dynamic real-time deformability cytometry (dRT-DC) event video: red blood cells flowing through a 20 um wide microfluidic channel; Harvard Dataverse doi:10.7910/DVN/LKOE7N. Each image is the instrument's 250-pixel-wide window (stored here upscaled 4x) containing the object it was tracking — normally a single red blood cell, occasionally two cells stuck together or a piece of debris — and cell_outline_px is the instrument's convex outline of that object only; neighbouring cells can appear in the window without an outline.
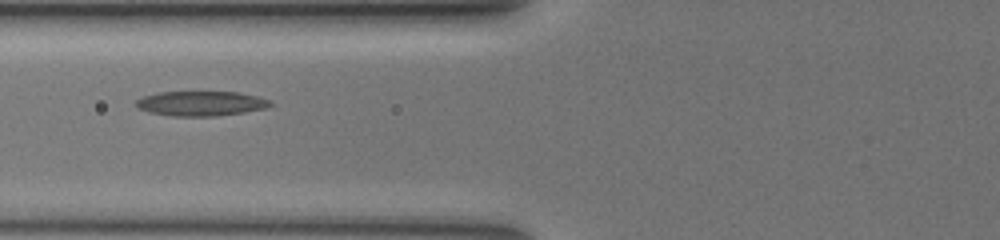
{"species": "common noctule bat (a hibernating species)", "species_latin": "Nyctalus noctula", "temperature_condition": "warm", "stored_images_in_passage": 17, "camera_frame_rate_fps": 3000, "um_per_image_px": 0.085, "animal": {"sex": "female", "body_mass_g": 19.5, "forearm_length_mm": 54.1}, "frame": {"image": 1, "passage_image": 3, "time_ms": 0.667, "image_size_px": [1000, 240], "cell_outline_px": [[276, 104], [268, 108], [244, 112], [216, 116], [172, 116], [148, 112], [136, 108], [136, 100], [144, 96], [160, 92], [236, 92], [256, 96], [272, 100]], "centroid_in_image_um": [17.12, 8.8], "position_along_channel_um": 108.7, "area_um2": 19.54}}
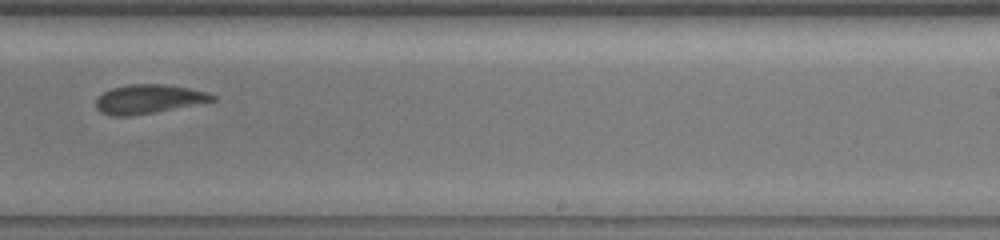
{"frame": {"image": 2, "passage_image": 9, "time_ms": 2.667, "image_size_px": [1000, 240], "cell_outline_px": [[216, 100], [156, 112], [128, 116], [112, 116], [100, 112], [96, 108], [96, 100], [104, 92], [112, 88], [128, 84], [164, 84], [188, 88], [208, 92], [216, 96]], "centroid_in_image_um": [12.62, 8.42], "position_along_channel_um": 276.4, "area_um2": 19.59}}
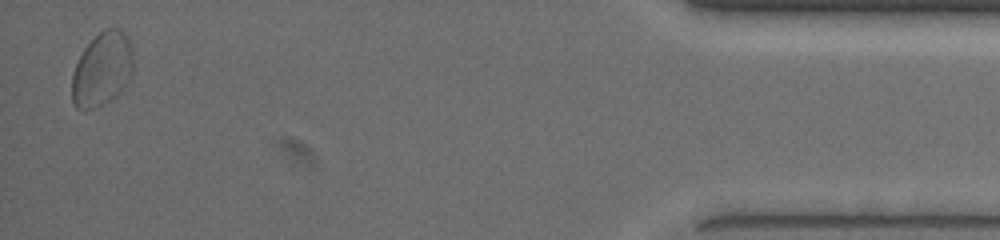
{"frame": {"image": 3, "passage_image": 17, "time_ms": 5.333, "image_size_px": [1000, 240], "cell_outline_px": [[132, 72], [128, 80], [120, 92], [116, 96], [84, 112], [76, 108], [72, 100], [72, 76], [76, 64], [84, 48], [104, 28], [120, 28], [128, 36], [132, 44]], "centroid_in_image_um": [8.68, 5.87], "position_along_channel_um": 426.5, "area_um2": 26.3}}